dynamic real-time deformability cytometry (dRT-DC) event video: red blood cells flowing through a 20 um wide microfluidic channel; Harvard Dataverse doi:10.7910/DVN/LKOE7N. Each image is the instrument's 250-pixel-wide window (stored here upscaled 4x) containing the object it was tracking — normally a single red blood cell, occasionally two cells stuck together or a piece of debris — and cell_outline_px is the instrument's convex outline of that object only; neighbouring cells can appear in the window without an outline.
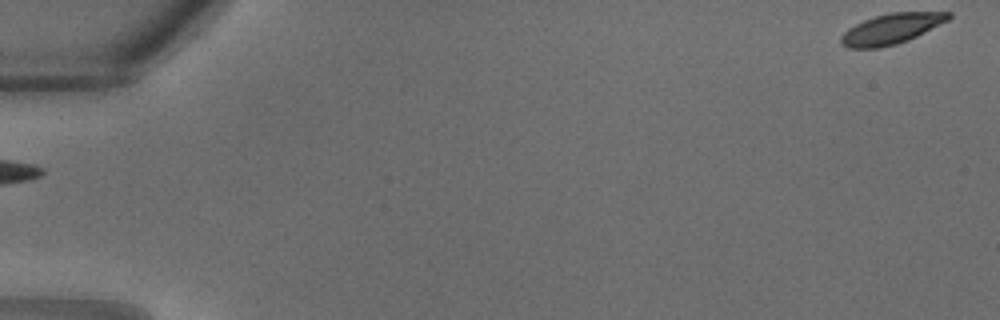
{"species": "common noctule bat (a hibernating species)", "species_latin": "Nyctalus noctula", "temperature_condition": "warm", "stored_images_in_passage": 6, "camera_frame_rate_fps": 3000, "um_per_image_px": 0.085, "animal": {"sex": "male", "body_mass_g": 18.8}, "frame": {"image": 1, "passage_image": 1, "time_ms": 0.0, "image_size_px": [1000, 320], "cell_outline_px": [[952, 16], [948, 20], [908, 40], [896, 44], [880, 48], [848, 48], [840, 44], [840, 36], [848, 28], [864, 20], [888, 12], [952, 12]], "centroid_in_image_um": [75.73, 2.45], "position_along_channel_um": 9.3, "area_um2": 18.96}}